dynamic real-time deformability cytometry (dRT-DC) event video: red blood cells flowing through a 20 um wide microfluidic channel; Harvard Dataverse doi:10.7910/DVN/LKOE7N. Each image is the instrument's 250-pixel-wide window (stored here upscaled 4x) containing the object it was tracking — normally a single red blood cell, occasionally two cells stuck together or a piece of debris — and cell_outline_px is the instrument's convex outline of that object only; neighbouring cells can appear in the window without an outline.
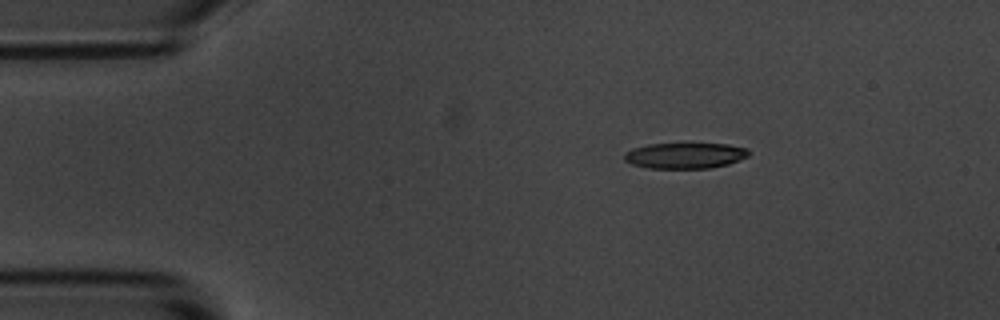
{"species": "common noctule bat (a hibernating species)", "species_latin": "Nyctalus noctula", "temperature_condition": "room temperature", "stored_images_in_passage": 4, "camera_frame_rate_fps": 3000, "um_per_image_px": 0.085, "animal": {"sex": "male", "body_mass_g": 20.1, "forearm_length_mm": 53.5}, "frame": {"image": 1, "passage_image": 2, "time_ms": 1.0, "image_size_px": [1000, 320], "cell_outline_px": [[748, 156], [728, 164], [708, 168], [648, 168], [632, 164], [624, 160], [624, 152], [632, 148], [648, 144], [728, 144], [748, 148]], "centroid_in_image_um": [58.19, 13.22], "position_along_channel_um": 26.8, "area_um2": 18.61}}
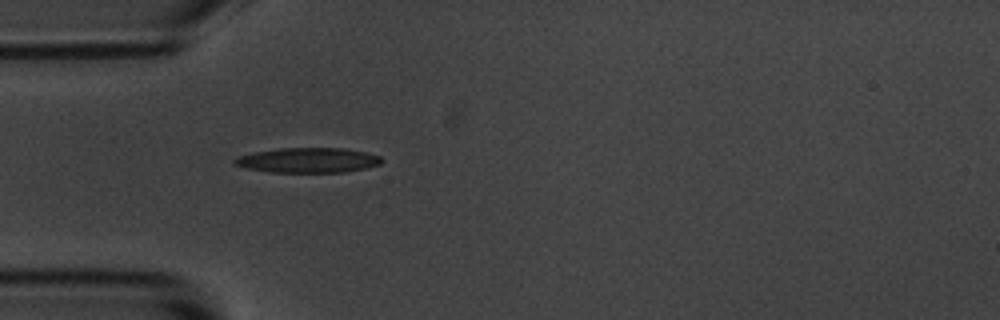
{"frame": {"image": 2, "passage_image": 4, "time_ms": 3.333, "image_size_px": [1000, 320], "cell_outline_px": [[384, 160], [380, 164], [364, 168], [344, 172], [268, 172], [248, 168], [232, 164], [232, 160], [236, 156], [252, 152], [280, 148], [344, 148], [364, 152], [380, 156]], "centroid_in_image_um": [26.13, 13.61], "position_along_channel_um": 58.9, "area_um2": 21.44}}